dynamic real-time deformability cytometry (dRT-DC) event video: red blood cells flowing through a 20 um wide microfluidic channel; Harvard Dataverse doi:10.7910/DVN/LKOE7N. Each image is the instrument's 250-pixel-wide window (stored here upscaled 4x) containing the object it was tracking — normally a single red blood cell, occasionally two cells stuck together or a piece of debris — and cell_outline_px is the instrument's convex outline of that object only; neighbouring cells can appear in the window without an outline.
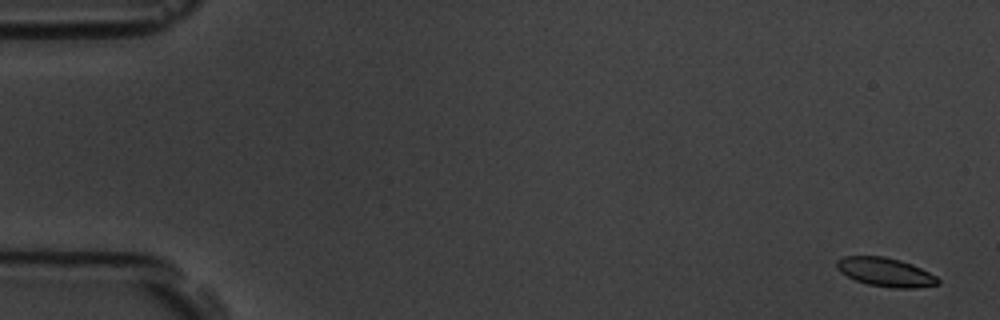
{"species": "common noctule bat (a hibernating species)", "species_latin": "Nyctalus noctula", "temperature_condition": "room temperature", "stored_images_in_passage": 5, "camera_frame_rate_fps": 3000, "um_per_image_px": 0.085, "animal": {"sex": "male", "body_mass_g": 19.5, "forearm_length_mm": 54.6}, "frame": {"image": 1, "passage_image": 1, "time_ms": 0.0, "image_size_px": [1000, 320], "cell_outline_px": [[940, 284], [916, 288], [892, 288], [868, 284], [856, 280], [840, 272], [836, 268], [836, 260], [844, 256], [884, 256], [900, 260], [912, 264], [936, 276], [940, 280]], "centroid_in_image_um": [75.26, 23.13], "position_along_channel_um": 9.7, "area_um2": 16.99}}
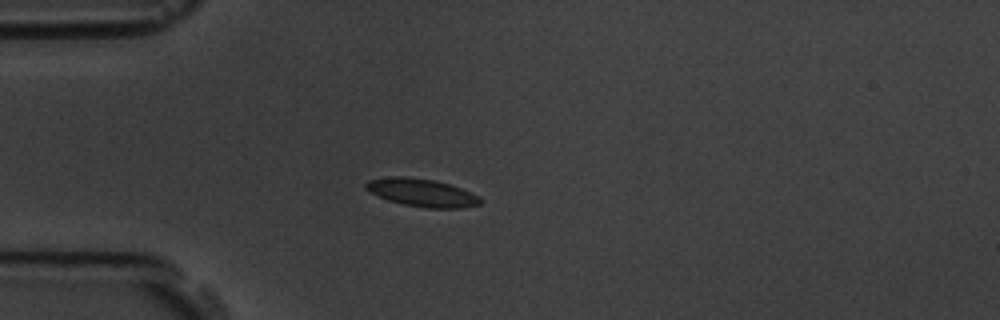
{"frame": {"image": 2, "passage_image": 5, "time_ms": 4.667, "image_size_px": [1000, 320], "cell_outline_px": [[480, 204], [460, 208], [424, 208], [404, 204], [388, 200], [368, 192], [364, 188], [364, 184], [368, 180], [388, 176], [404, 176], [432, 180], [448, 184], [472, 192], [480, 196]], "centroid_in_image_um": [35.81, 16.37], "position_along_channel_um": 49.2, "area_um2": 18.61}}